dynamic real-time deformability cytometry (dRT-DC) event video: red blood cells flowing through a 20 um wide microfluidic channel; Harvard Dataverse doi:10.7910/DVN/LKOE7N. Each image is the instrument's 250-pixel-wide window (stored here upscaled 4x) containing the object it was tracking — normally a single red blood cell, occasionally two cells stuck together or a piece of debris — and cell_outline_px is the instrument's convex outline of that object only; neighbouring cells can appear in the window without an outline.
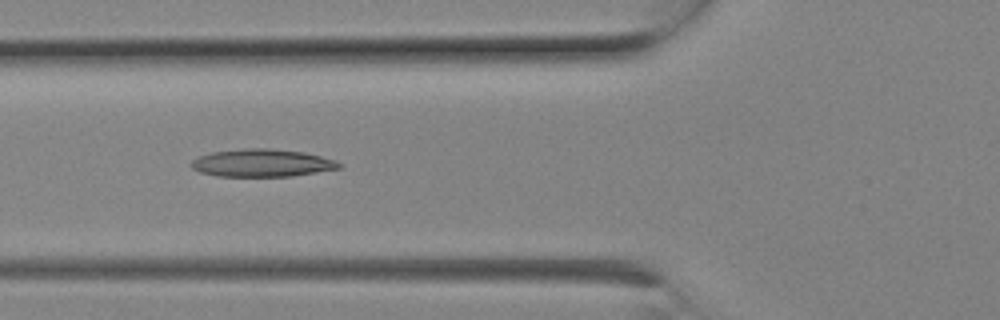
{"species": "Egyptian fruit bat (a non-hibernating species)", "species_latin": "Rousettus aegyptiacus", "temperature_condition": "room temperature", "stored_images_in_passage": 3, "camera_frame_rate_fps": 3000, "um_per_image_px": 0.085, "animal": {"sex": "female"}, "frame": {"image": 1, "passage_image": 2, "time_ms": 0.333, "image_size_px": [1000, 320], "cell_outline_px": [[340, 168], [292, 176], [216, 176], [200, 172], [192, 168], [192, 160], [196, 156], [212, 152], [244, 148], [268, 148], [304, 152], [336, 160], [340, 164]], "centroid_in_image_um": [22.23, 13.84], "position_along_channel_um": 103.6, "area_um2": 23.76}}
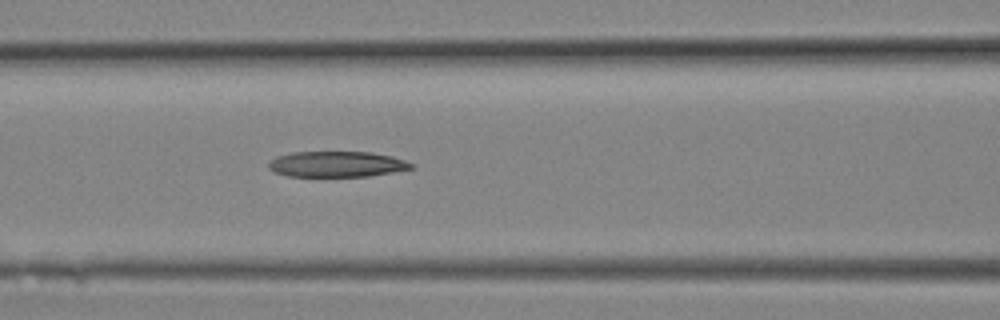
{"frame": {"image": 2, "passage_image": 3, "time_ms": 0.667, "image_size_px": [1000, 320], "cell_outline_px": [[416, 164], [412, 168], [392, 172], [368, 176], [288, 176], [276, 172], [268, 168], [268, 160], [276, 156], [292, 152], [372, 152], [392, 156]], "centroid_in_image_um": [28.61, 13.94], "position_along_channel_um": 138.0, "area_um2": 21.39}}